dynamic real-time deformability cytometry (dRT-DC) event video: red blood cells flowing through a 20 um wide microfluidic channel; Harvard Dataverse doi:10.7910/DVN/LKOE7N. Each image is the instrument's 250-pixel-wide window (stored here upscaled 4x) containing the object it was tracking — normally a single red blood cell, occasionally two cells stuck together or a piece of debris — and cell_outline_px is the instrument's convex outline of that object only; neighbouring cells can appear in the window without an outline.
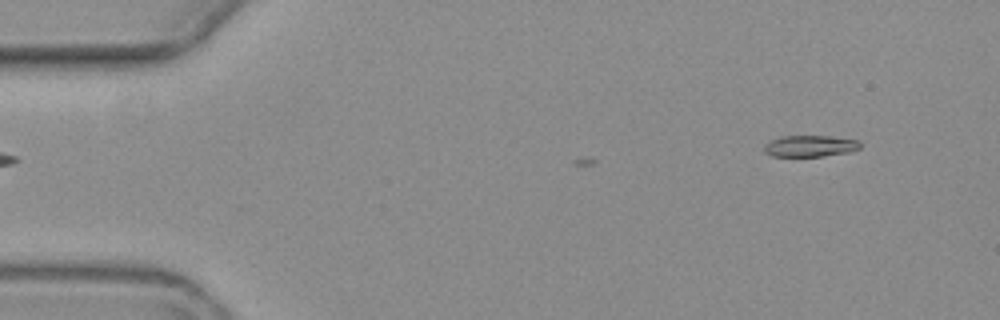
{"species": "common noctule bat (a hibernating species)", "species_latin": "Nyctalus noctula", "temperature_condition": "warm", "stored_images_in_passage": 4, "camera_frame_rate_fps": 3000, "um_per_image_px": 0.085, "animal": {"sex": "female", "body_mass_g": 19.3, "forearm_length_mm": 54.1}, "frame": {"image": 1, "passage_image": 4, "time_ms": 3.667, "image_size_px": [1000, 320], "cell_outline_px": [[860, 148], [852, 152], [820, 156], [772, 156], [764, 152], [764, 144], [780, 136], [828, 136], [856, 140], [860, 144]], "centroid_in_image_um": [68.83, 12.41], "position_along_channel_um": 16.2, "area_um2": 11.91}}